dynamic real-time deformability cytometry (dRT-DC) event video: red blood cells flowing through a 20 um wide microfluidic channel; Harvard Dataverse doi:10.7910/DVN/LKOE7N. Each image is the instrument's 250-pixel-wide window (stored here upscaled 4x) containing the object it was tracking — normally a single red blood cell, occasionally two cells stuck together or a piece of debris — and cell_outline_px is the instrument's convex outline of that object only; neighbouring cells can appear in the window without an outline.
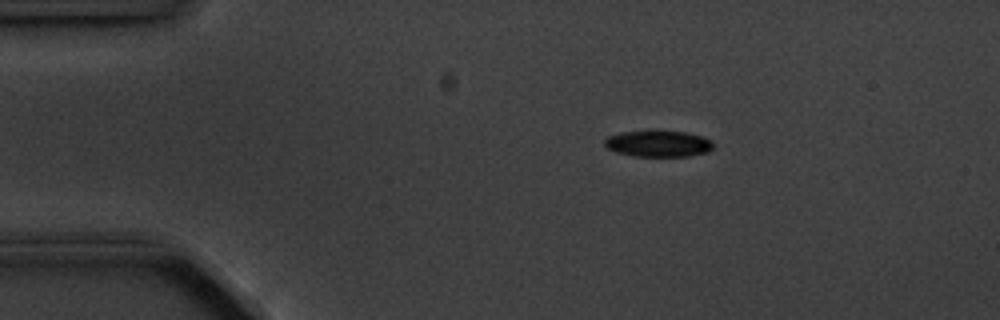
{"species": "common noctule bat (a hibernating species)", "species_latin": "Nyctalus noctula", "temperature_condition": "cold", "stored_images_in_passage": 4, "camera_frame_rate_fps": 3000, "um_per_image_px": 0.085, "animal": {"sex": "male", "body_mass_g": 20.1, "forearm_length_mm": 53.5}, "frame": {"image": 1, "passage_image": 1, "time_ms": 0.0, "image_size_px": [1000, 320], "cell_outline_px": [[712, 148], [708, 152], [688, 156], [632, 156], [616, 152], [608, 148], [604, 144], [604, 140], [608, 136], [620, 132], [652, 128], [684, 132], [700, 136], [712, 140]], "centroid_in_image_um": [55.91, 12.17], "position_along_channel_um": 29.1, "area_um2": 17.22}}
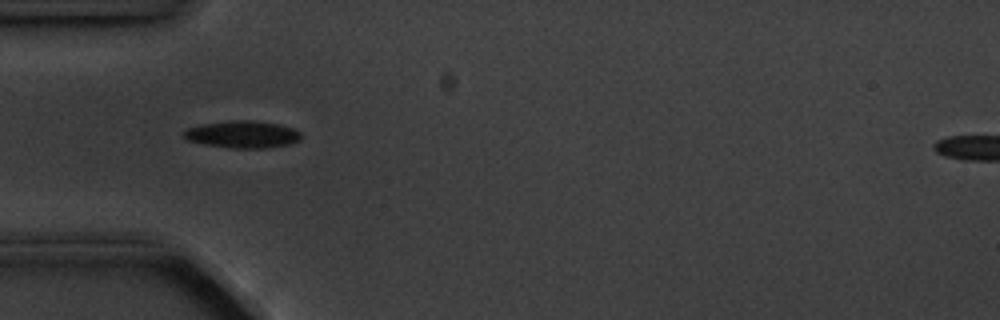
{"frame": {"image": 2, "passage_image": 3, "time_ms": 2.333, "image_size_px": [1000, 320], "cell_outline_px": [[300, 140], [288, 144], [268, 148], [228, 148], [204, 144], [188, 140], [184, 136], [184, 132], [188, 128], [200, 124], [232, 120], [252, 120], [276, 124], [292, 128], [300, 132]], "centroid_in_image_um": [20.6, 11.42], "position_along_channel_um": 64.4, "area_um2": 18.44}}